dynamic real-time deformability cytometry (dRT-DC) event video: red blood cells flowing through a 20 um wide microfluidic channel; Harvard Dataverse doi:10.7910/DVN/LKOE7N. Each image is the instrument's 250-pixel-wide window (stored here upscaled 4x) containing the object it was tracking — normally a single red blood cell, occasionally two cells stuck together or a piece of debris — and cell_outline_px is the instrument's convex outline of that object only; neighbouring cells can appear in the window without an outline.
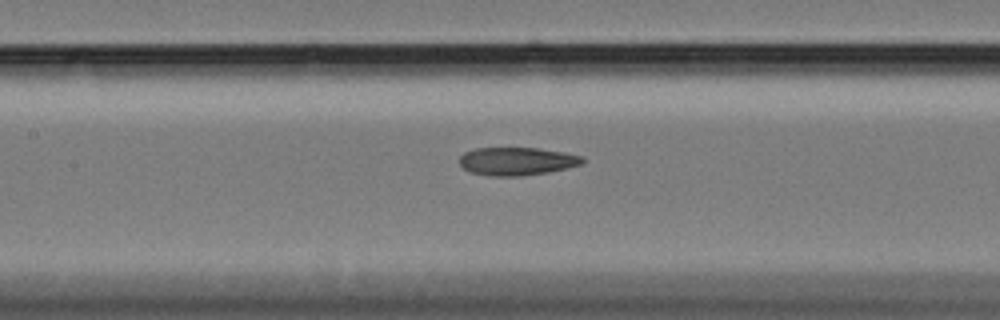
{"species": "Egyptian fruit bat (a non-hibernating species)", "species_latin": "Rousettus aegyptiacus", "temperature_condition": "cold", "stored_images_in_passage": 47, "camera_frame_rate_fps": 3000, "um_per_image_px": 0.085, "animal": {"sex": "female"}, "frame": {"image": 1, "passage_image": 16, "time_ms": 5.0, "image_size_px": [1000, 320], "cell_outline_px": [[584, 160], [580, 164], [548, 172], [520, 176], [488, 176], [472, 172], [464, 168], [460, 164], [460, 156], [464, 152], [476, 148], [540, 148], [564, 152], [584, 156]], "centroid_in_image_um": [43.92, 13.7], "position_along_channel_um": 163.5, "area_um2": 20.0}}
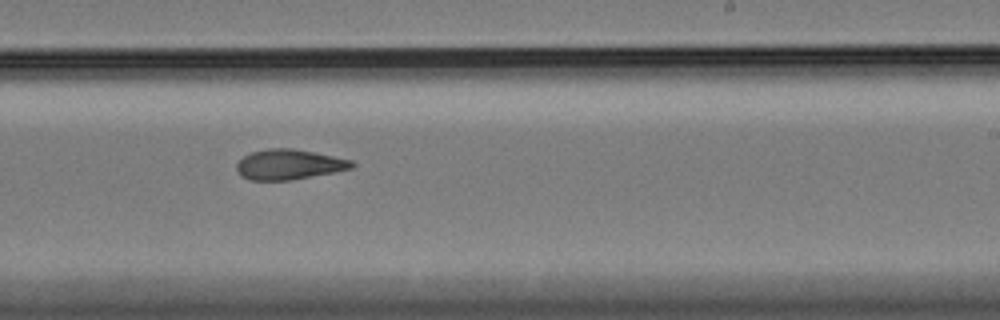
{"frame": {"image": 2, "passage_image": 25, "time_ms": 8.0, "image_size_px": [1000, 320], "cell_outline_px": [[356, 164], [352, 168], [336, 172], [292, 180], [248, 180], [240, 176], [236, 168], [236, 164], [244, 156], [252, 152], [268, 148], [292, 148], [352, 160]], "centroid_in_image_um": [24.55, 13.99], "position_along_channel_um": 264.4, "area_um2": 20.29}}
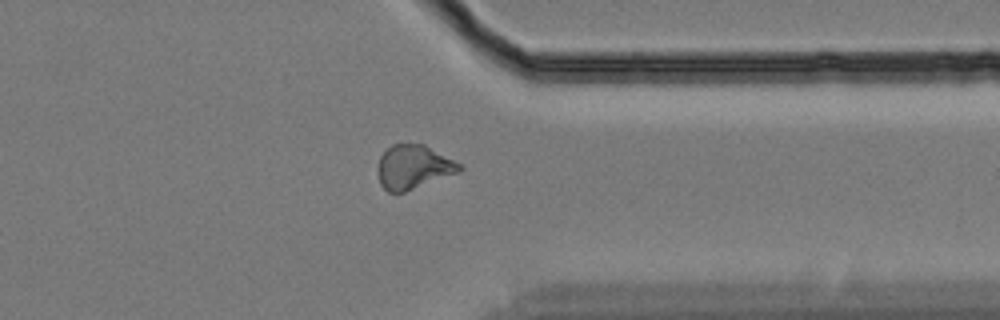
{"frame": {"image": 3, "passage_image": 35, "time_ms": 11.333, "image_size_px": [1000, 320], "cell_outline_px": [[464, 168], [460, 172], [404, 192], [388, 192], [380, 184], [376, 168], [380, 156], [392, 144], [424, 144], [460, 164]], "centroid_in_image_um": [35.11, 14.2], "position_along_channel_um": 376.3, "area_um2": 20.87}, "authors_computed_cell_mechanics": {"area_um2": 20.6924, "velocity_mm_per_s": 3.4176, "shape_relaxation_time_tau1_ms": null, "shape_relaxation_time_tau2_ms": 3.7712, "deformation_change_tau1": null, "deformation_change_tau2": 0.1014}}